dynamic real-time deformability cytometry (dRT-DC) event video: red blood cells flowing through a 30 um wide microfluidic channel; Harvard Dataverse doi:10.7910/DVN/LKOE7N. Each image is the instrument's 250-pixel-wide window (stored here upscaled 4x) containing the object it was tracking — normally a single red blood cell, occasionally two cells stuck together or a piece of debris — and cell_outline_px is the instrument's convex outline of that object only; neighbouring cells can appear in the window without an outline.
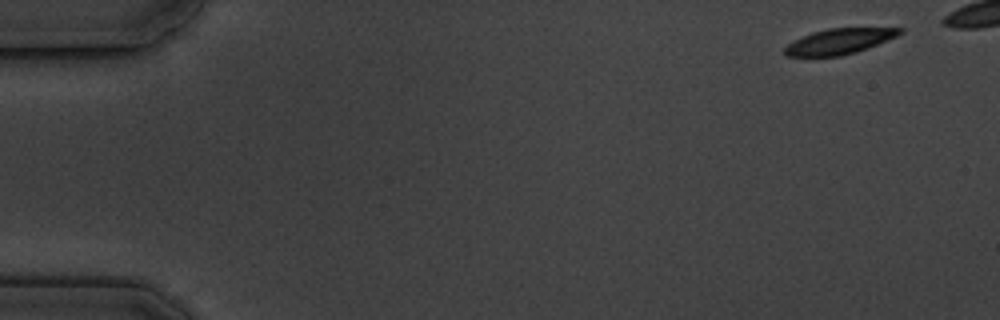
{"species": "common noctule bat (a hibernating species)", "species_latin": "Nyctalus noctula", "temperature_condition": "cold", "stored_images_in_passage": 6, "camera_frame_rate_fps": 3000, "um_per_image_px": 0.085, "animal": {"sex": "male", "body_mass_g": 19.5, "forearm_length_mm": 54.6}, "frame": {"image": 1, "passage_image": 1, "time_ms": 0.0, "image_size_px": [1000, 320], "cell_outline_px": [[904, 32], [896, 36], [856, 52], [840, 56], [788, 56], [784, 52], [784, 48], [792, 40], [812, 32], [828, 28], [904, 28]], "centroid_in_image_um": [71.3, 3.51], "position_along_channel_um": 13.7, "area_um2": 16.94}}